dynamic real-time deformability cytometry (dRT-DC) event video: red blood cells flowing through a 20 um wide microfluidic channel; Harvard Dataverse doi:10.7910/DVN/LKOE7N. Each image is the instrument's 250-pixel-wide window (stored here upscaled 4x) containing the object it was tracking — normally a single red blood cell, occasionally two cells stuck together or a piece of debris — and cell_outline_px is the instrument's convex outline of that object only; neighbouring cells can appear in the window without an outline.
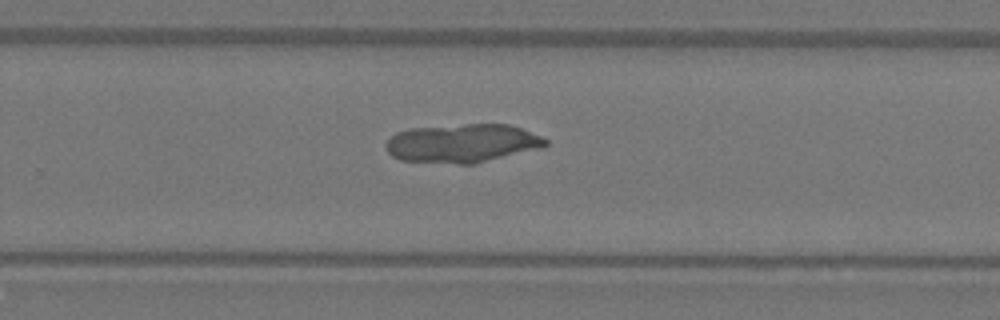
{"species": "Egyptian fruit bat (a non-hibernating species)", "species_latin": "Rousettus aegyptiacus", "temperature_condition": "warm", "stored_images_in_passage": 38, "camera_frame_rate_fps": 3000, "um_per_image_px": 0.085, "animal": {"sex": "female"}, "frame": {"image": 1, "passage_image": 21, "time_ms": 6.667, "image_size_px": [1000, 320], "cell_outline_px": [[548, 144], [536, 148], [476, 164], [460, 164], [400, 160], [392, 156], [388, 152], [388, 140], [396, 132], [412, 128], [468, 124], [508, 124], [544, 136], [548, 140]], "centroid_in_image_um": [39.31, 12.17], "position_along_channel_um": 290.5, "area_um2": 35.55}}
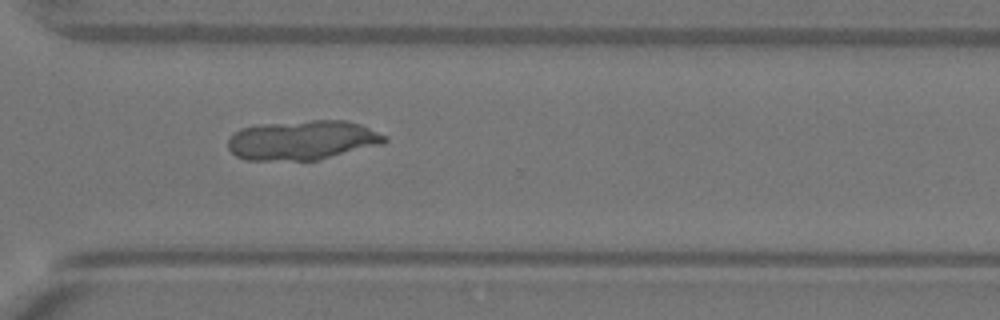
{"frame": {"image": 2, "passage_image": 25, "time_ms": 8.0, "image_size_px": [1000, 320], "cell_outline_px": [[388, 140], [384, 144], [316, 160], [244, 160], [236, 156], [228, 148], [228, 140], [240, 128], [260, 124], [312, 120], [344, 120], [360, 124], [388, 136]], "centroid_in_image_um": [25.73, 11.91], "position_along_channel_um": 344.9, "area_um2": 36.13}}
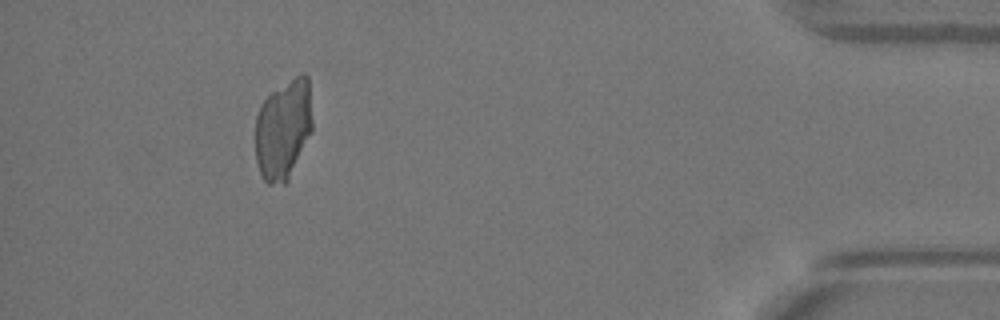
{"frame": {"image": 3, "passage_image": 34, "time_ms": 11.0, "image_size_px": [1000, 320], "cell_outline_px": [[312, 132], [288, 180], [284, 184], [268, 184], [264, 180], [260, 172], [256, 160], [256, 116], [260, 104], [272, 92], [300, 72], [304, 72], [308, 76], [312, 120]], "centroid_in_image_um": [24.09, 10.98], "position_along_channel_um": 411.1, "area_um2": 33.41}}